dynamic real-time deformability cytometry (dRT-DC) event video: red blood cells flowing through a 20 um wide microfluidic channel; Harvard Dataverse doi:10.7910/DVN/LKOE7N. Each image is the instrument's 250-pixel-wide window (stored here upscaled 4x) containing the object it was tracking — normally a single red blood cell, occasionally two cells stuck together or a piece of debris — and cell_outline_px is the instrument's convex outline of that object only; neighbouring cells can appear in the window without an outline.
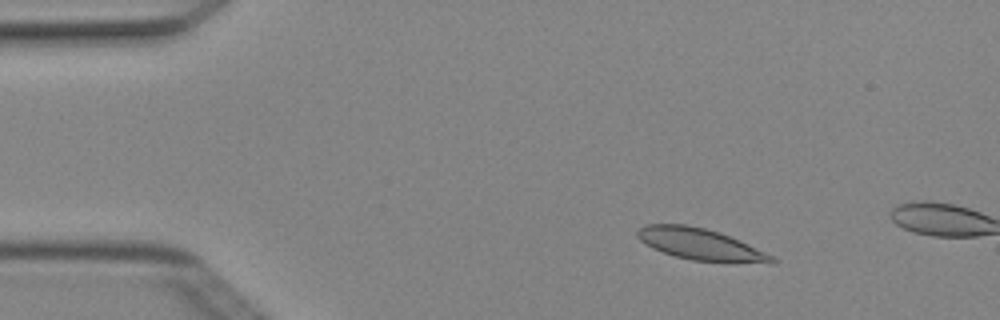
{"species": "Egyptian fruit bat (a non-hibernating species)", "species_latin": "Rousettus aegyptiacus", "temperature_condition": "cold", "stored_images_in_passage": 4, "camera_frame_rate_fps": 3000, "um_per_image_px": 0.085, "animal": {"sex": "female"}, "frame": {"image": 1, "passage_image": 3, "time_ms": 0.667, "image_size_px": [1000, 320], "cell_outline_px": [[776, 260], [772, 264], [768, 264], [692, 260], [676, 256], [652, 248], [640, 240], [636, 236], [636, 232], [644, 224], [684, 224], [704, 228], [720, 232], [740, 240], [772, 256]], "centroid_in_image_um": [59.53, 20.76], "position_along_channel_um": 25.5, "area_um2": 24.57}}